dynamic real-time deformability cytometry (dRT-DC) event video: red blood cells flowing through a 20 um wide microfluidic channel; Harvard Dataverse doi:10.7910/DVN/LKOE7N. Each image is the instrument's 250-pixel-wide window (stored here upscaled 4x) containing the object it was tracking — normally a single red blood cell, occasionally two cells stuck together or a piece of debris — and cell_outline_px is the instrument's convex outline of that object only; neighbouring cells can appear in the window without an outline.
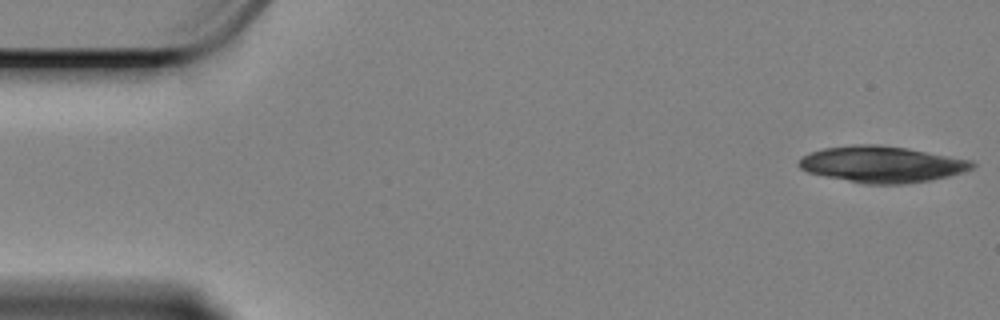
{"species": "Egyptian fruit bat (a non-hibernating species)", "species_latin": "Rousettus aegyptiacus", "temperature_condition": "cold", "stored_images_in_passage": 4, "camera_frame_rate_fps": 3000, "um_per_image_px": 0.085, "animal": {"sex": "female"}, "frame": {"image": 1, "passage_image": 1, "time_ms": 0.0, "image_size_px": [1000, 320], "cell_outline_px": [[976, 164], [972, 168], [964, 172], [948, 176], [928, 180], [904, 184], [864, 184], [824, 176], [808, 172], [800, 168], [796, 164], [804, 156], [812, 152], [824, 148], [852, 144], [880, 144], [908, 148], [972, 160]], "centroid_in_image_um": [74.96, 13.96], "position_along_channel_um": 10.0, "area_um2": 36.7}}